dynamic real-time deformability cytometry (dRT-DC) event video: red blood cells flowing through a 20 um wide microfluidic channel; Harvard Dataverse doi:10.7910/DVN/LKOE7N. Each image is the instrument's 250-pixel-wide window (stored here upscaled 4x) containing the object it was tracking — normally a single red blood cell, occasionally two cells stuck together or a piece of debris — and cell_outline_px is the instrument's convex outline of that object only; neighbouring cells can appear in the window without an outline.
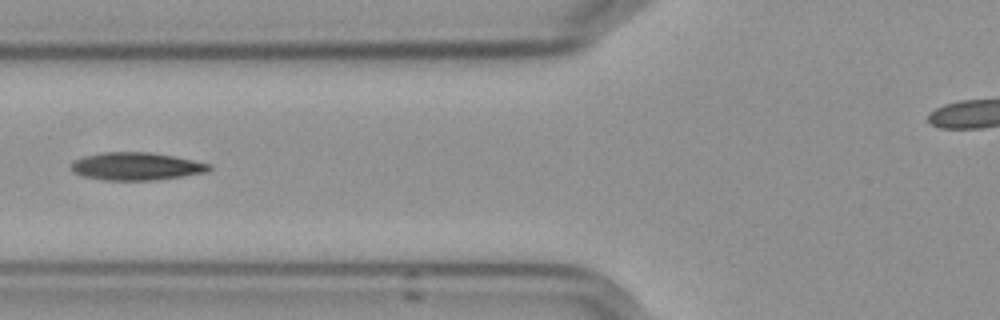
{"species": "Egyptian fruit bat (a non-hibernating species)", "species_latin": "Rousettus aegyptiacus", "temperature_condition": "cold", "stored_images_in_passage": 3, "camera_frame_rate_fps": 3000, "um_per_image_px": 0.085, "frame": {"image": 1, "passage_image": 3, "time_ms": 2.333, "image_size_px": [1000, 320], "cell_outline_px": [[212, 168], [208, 172], [184, 176], [156, 180], [104, 180], [84, 176], [76, 172], [72, 168], [72, 164], [76, 160], [84, 156], [104, 152], [152, 152], [212, 164]], "centroid_in_image_um": [11.65, 14.14], "position_along_channel_um": 114.1, "area_um2": 22.14}}